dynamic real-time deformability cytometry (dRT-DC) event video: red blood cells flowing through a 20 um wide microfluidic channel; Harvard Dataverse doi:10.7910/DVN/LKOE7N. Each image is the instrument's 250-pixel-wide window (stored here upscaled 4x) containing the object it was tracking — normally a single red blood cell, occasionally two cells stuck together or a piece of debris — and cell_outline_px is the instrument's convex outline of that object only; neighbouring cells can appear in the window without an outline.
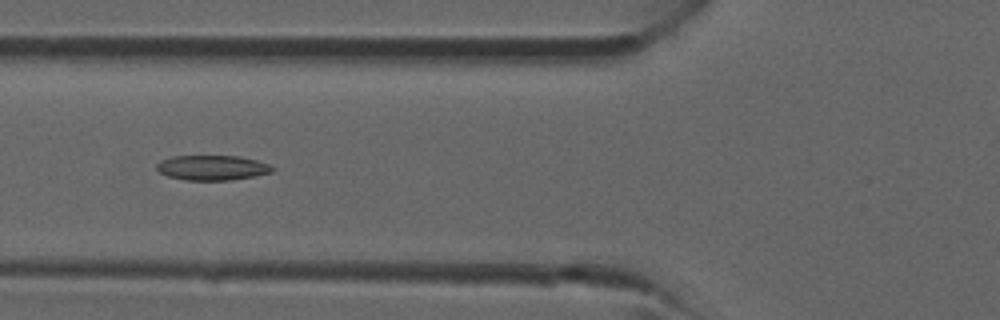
{"species": "common noctule bat (a hibernating species)", "species_latin": "Nyctalus noctula", "temperature_condition": "room temperature", "stored_images_in_passage": 34, "camera_frame_rate_fps": 3000, "um_per_image_px": 0.085, "animal": {"sex": "male", "forearm_length_mm": 52.5}, "frame": {"image": 1, "passage_image": 11, "time_ms": 3.333, "image_size_px": [1000, 320], "cell_outline_px": [[276, 168], [272, 172], [252, 176], [228, 180], [184, 180], [168, 176], [160, 172], [156, 168], [156, 164], [160, 160], [172, 156], [240, 156], [272, 164]], "centroid_in_image_um": [18.05, 14.25], "position_along_channel_um": 107.8, "area_um2": 16.88}}
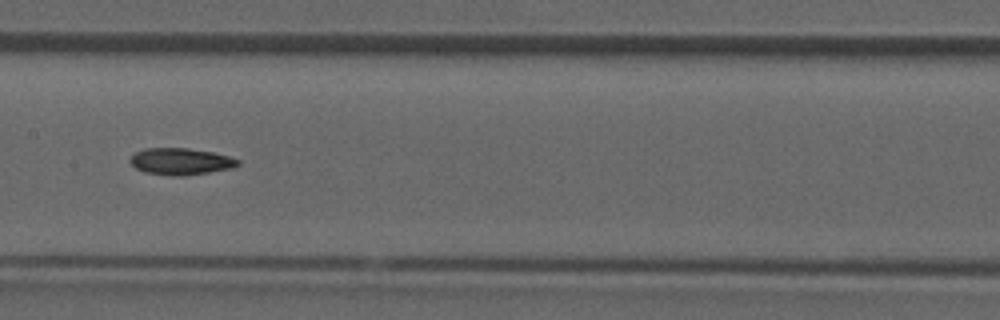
{"frame": {"image": 2, "passage_image": 16, "time_ms": 5.0, "image_size_px": [1000, 320], "cell_outline_px": [[240, 164], [232, 168], [184, 176], [172, 176], [144, 172], [136, 168], [128, 160], [136, 152], [144, 148], [188, 148], [212, 152], [228, 156], [240, 160]], "centroid_in_image_um": [15.35, 13.72], "position_along_channel_um": 192.0, "area_um2": 16.76}}
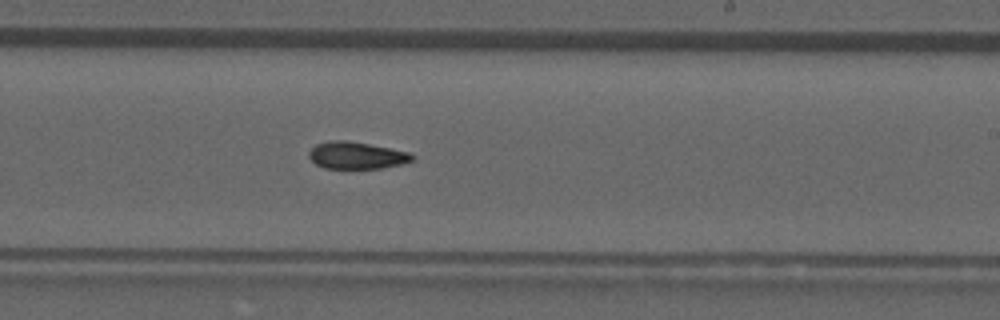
{"frame": {"image": 3, "passage_image": 20, "time_ms": 6.333, "image_size_px": [1000, 320], "cell_outline_px": [[416, 156], [412, 160], [400, 164], [384, 168], [324, 168], [316, 164], [308, 156], [308, 152], [316, 144], [332, 140], [344, 140], [368, 144], [408, 152]], "centroid_in_image_um": [30.28, 13.21], "position_along_channel_um": 258.7, "area_um2": 16.07}}